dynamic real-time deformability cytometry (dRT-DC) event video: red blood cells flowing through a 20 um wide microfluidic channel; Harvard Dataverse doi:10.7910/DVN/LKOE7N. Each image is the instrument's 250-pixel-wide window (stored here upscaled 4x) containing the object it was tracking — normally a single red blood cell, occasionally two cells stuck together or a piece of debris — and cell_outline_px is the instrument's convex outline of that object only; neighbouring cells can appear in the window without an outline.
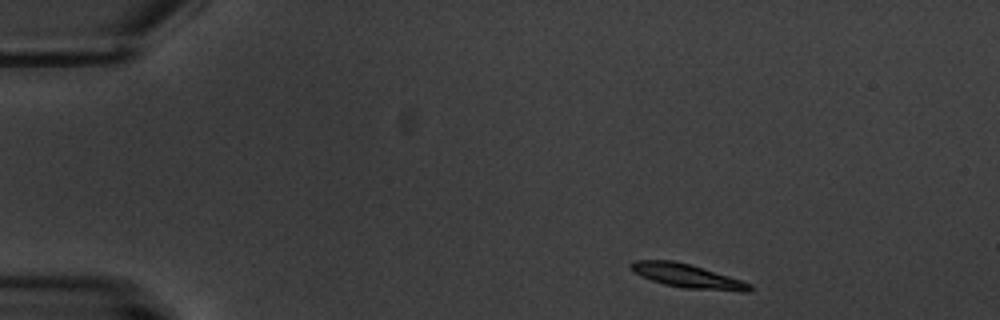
{"species": "common noctule bat (a hibernating species)", "species_latin": "Nyctalus noctula", "temperature_condition": "warm", "stored_images_in_passage": 9, "camera_frame_rate_fps": 3000, "um_per_image_px": 0.085, "animal": {"sex": "male", "body_mass_g": 20.1, "forearm_length_mm": 53.5}, "frame": {"image": 1, "passage_image": 1, "time_ms": 0.0, "image_size_px": [1000, 320], "cell_outline_px": [[752, 288], [748, 292], [740, 292], [684, 288], [664, 284], [652, 280], [636, 272], [628, 264], [632, 260], [672, 260], [688, 264], [728, 276], [752, 284]], "centroid_in_image_um": [58.45, 23.47], "position_along_channel_um": 26.6, "area_um2": 16.18}}
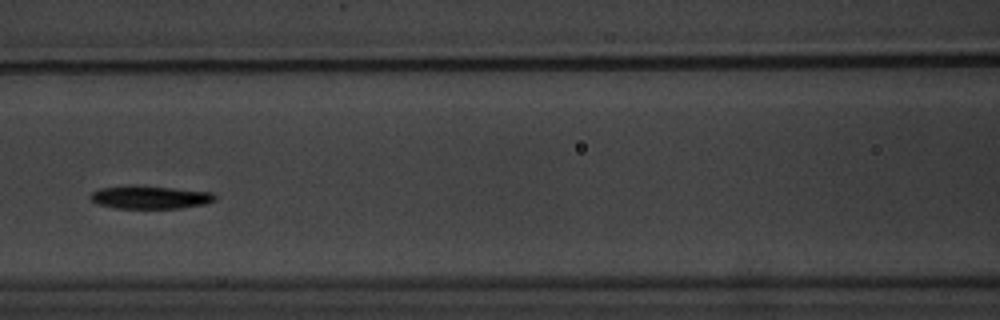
{"frame": {"image": 2, "passage_image": 6, "time_ms": 6.0, "image_size_px": [1000, 320], "cell_outline_px": [[216, 200], [204, 204], [180, 208], [116, 208], [96, 204], [88, 196], [92, 192], [100, 188], [128, 184], [132, 184], [212, 192], [216, 196]], "centroid_in_image_um": [12.7, 16.75], "position_along_channel_um": 153.9, "area_um2": 16.94}}
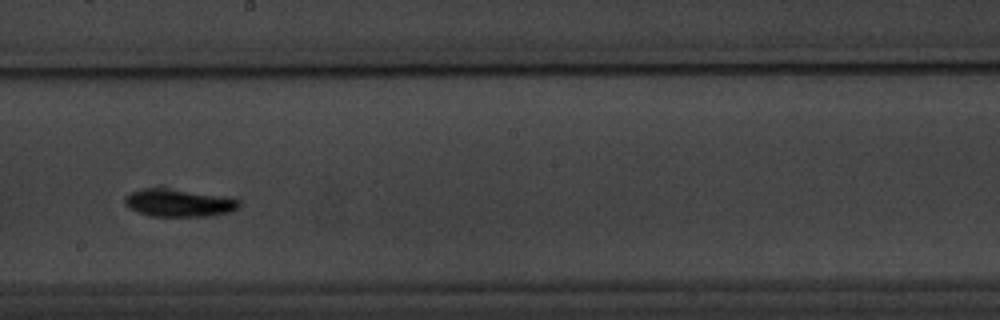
{"frame": {"image": 3, "passage_image": 8, "time_ms": 8.333, "image_size_px": [1000, 320], "cell_outline_px": [[240, 208], [232, 212], [216, 216], [152, 216], [136, 212], [128, 208], [124, 204], [124, 196], [128, 192], [148, 188], [156, 188], [220, 196], [240, 200]], "centroid_in_image_um": [15.17, 17.28], "position_along_channel_um": 233.0, "area_um2": 18.26}}